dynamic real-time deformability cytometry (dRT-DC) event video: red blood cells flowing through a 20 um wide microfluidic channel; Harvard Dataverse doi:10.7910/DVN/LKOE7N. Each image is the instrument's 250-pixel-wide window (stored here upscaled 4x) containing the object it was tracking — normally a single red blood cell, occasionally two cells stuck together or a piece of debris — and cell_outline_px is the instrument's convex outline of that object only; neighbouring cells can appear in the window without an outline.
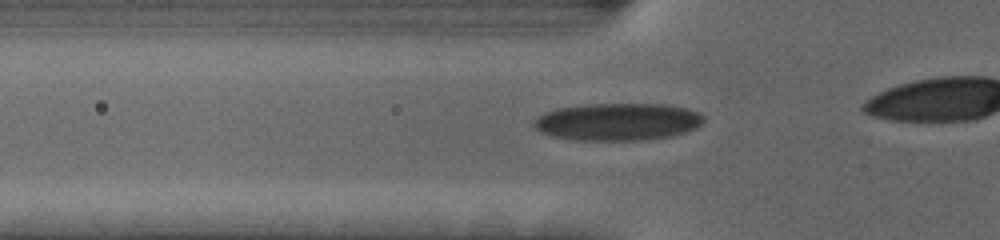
{"species": "human", "species_latin": "Homo sapiens", "temperature_condition": "cold", "stored_images_in_passage": 24, "camera_frame_rate_fps": 3000, "um_per_image_px": 0.085, "donor": {"sex": "female"}, "frame": {"image": 1, "passage_image": 15, "time_ms": 4.667, "image_size_px": [1000, 240], "cell_outline_px": [[704, 120], [696, 128], [688, 132], [672, 136], [644, 140], [576, 140], [552, 136], [540, 132], [532, 124], [532, 120], [536, 116], [544, 112], [556, 108], [584, 104], [664, 104], [688, 108], [700, 112], [704, 116]], "centroid_in_image_um": [52.5, 10.34], "position_along_channel_um": 73.3, "area_um2": 37.51}}
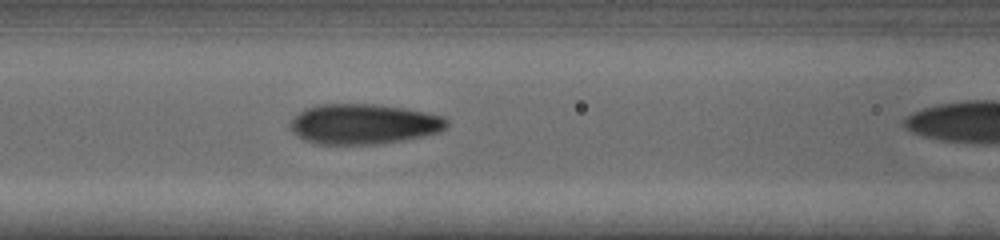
{"frame": {"image": 2, "passage_image": 20, "time_ms": 6.333, "image_size_px": [1000, 240], "cell_outline_px": [[448, 124], [440, 132], [404, 140], [380, 144], [316, 144], [304, 140], [296, 136], [288, 124], [300, 112], [316, 104], [376, 104], [408, 108], [444, 116], [448, 120]], "centroid_in_image_um": [30.92, 10.54], "position_along_channel_um": 135.7, "area_um2": 36.93}}
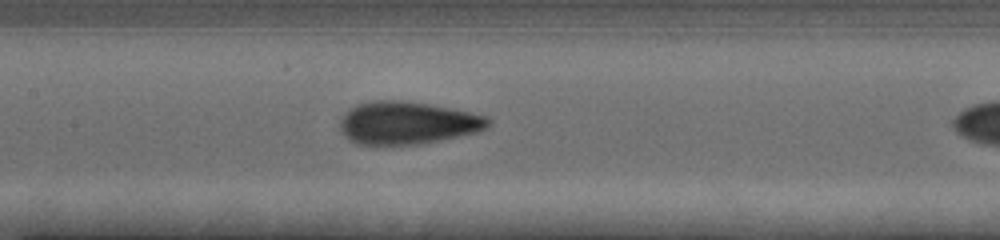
{"frame": {"image": 3, "passage_image": 23, "time_ms": 7.333, "image_size_px": [1000, 240], "cell_outline_px": [[492, 124], [488, 128], [476, 132], [440, 140], [416, 144], [356, 144], [348, 140], [344, 136], [340, 128], [340, 120], [356, 104], [376, 100], [400, 100], [428, 104], [488, 116], [492, 120]], "centroid_in_image_um": [34.64, 10.45], "position_along_channel_um": 172.8, "area_um2": 36.59}}